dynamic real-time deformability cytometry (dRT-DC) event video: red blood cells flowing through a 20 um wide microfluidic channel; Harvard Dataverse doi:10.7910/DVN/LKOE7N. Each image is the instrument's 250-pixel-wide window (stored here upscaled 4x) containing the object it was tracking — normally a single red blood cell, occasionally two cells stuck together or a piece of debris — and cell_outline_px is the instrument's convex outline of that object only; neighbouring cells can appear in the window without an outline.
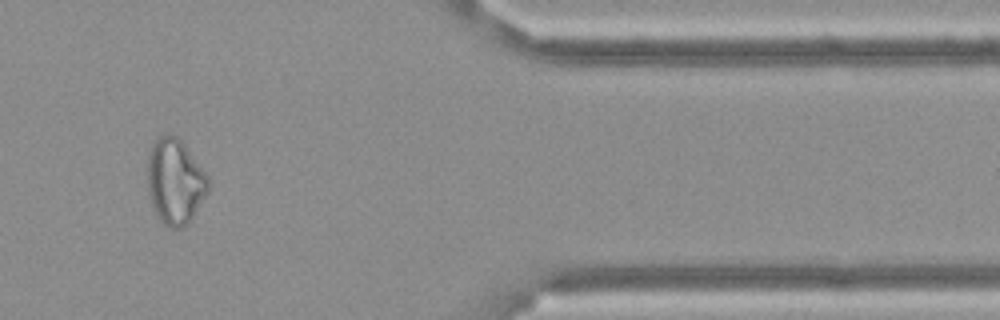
{"species": "Egyptian fruit bat (a non-hibernating species)", "species_latin": "Rousettus aegyptiacus", "temperature_condition": "cold", "stored_images_in_passage": 16, "camera_frame_rate_fps": 3000, "um_per_image_px": 0.085, "frame": {"image": 1, "passage_image": 14, "time_ms": 4.333, "image_size_px": [1000, 320], "cell_outline_px": [[208, 192], [192, 220], [188, 224], [180, 228], [172, 228], [164, 224], [156, 216], [148, 192], [148, 152], [152, 144], [164, 132], [176, 136], [184, 144], [208, 176]], "centroid_in_image_um": [14.88, 15.44], "position_along_channel_um": 396.5, "area_um2": 30.35}}